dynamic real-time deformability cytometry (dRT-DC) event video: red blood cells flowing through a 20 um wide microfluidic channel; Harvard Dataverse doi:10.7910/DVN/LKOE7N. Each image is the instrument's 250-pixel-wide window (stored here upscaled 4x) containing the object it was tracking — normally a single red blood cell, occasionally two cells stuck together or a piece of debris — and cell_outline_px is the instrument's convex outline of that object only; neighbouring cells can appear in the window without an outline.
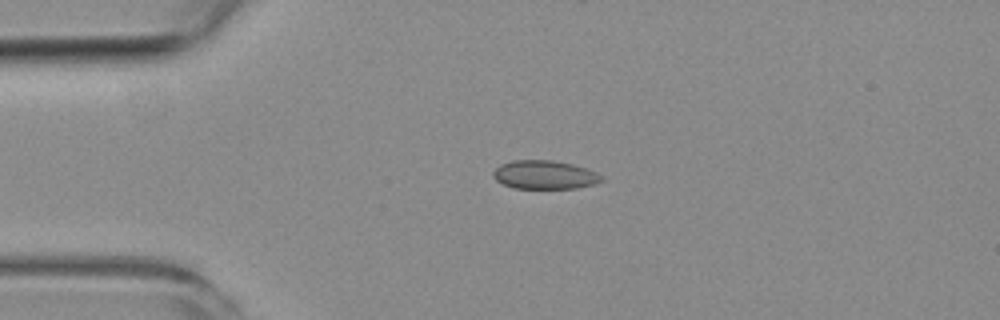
{"species": "common noctule bat (a hibernating species)", "species_latin": "Nyctalus noctula", "temperature_condition": "room temperature", "stored_images_in_passage": 3, "camera_frame_rate_fps": 3000, "um_per_image_px": 0.085, "animal": {"sex": "female", "body_mass_g": 19.3, "forearm_length_mm": 54.1}, "frame": {"image": 1, "passage_image": 3, "time_ms": 2.667, "image_size_px": [1000, 320], "cell_outline_px": [[604, 180], [596, 184], [576, 188], [512, 188], [496, 180], [492, 176], [492, 172], [500, 164], [512, 160], [552, 160], [572, 164], [588, 168], [604, 176]], "centroid_in_image_um": [46.32, 14.85], "position_along_channel_um": 38.7, "area_um2": 18.26}}